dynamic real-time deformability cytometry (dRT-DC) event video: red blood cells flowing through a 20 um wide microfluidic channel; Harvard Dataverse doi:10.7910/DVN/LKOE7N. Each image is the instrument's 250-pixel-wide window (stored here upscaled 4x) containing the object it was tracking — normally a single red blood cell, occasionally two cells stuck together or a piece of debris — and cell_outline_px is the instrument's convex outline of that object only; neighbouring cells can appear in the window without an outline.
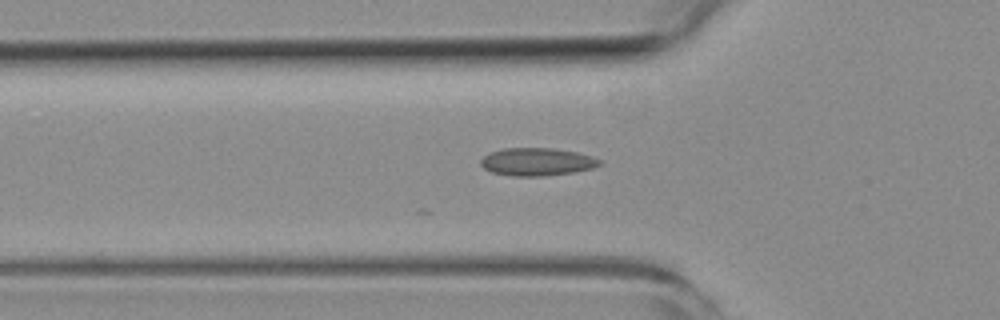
{"species": "common noctule bat (a hibernating species)", "species_latin": "Nyctalus noctula", "temperature_condition": "room temperature", "stored_images_in_passage": 26, "camera_frame_rate_fps": 3000, "um_per_image_px": 0.085, "animal": {"sex": "female", "body_mass_g": 19.3, "forearm_length_mm": 54.1}, "frame": {"image": 1, "passage_image": 9, "time_ms": 2.667, "image_size_px": [1000, 320], "cell_outline_px": [[604, 164], [592, 168], [572, 172], [544, 176], [512, 176], [492, 172], [484, 168], [480, 164], [480, 160], [488, 152], [504, 148], [552, 148], [576, 152], [592, 156], [600, 160]], "centroid_in_image_um": [45.63, 13.75], "position_along_channel_um": 80.2, "area_um2": 19.31}}
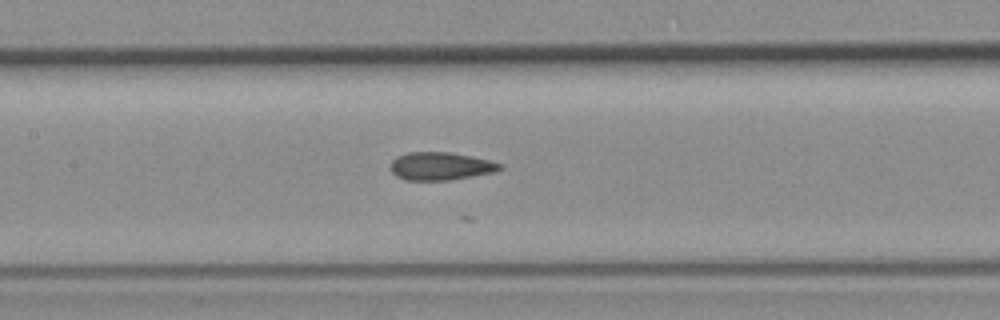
{"frame": {"image": 2, "passage_image": 16, "time_ms": 5.0, "image_size_px": [1000, 320], "cell_outline_px": [[504, 168], [496, 172], [448, 180], [404, 180], [396, 176], [392, 172], [392, 160], [396, 156], [408, 152], [448, 152], [472, 156], [504, 164]], "centroid_in_image_um": [37.48, 14.12], "position_along_channel_um": 169.9, "area_um2": 17.86}}
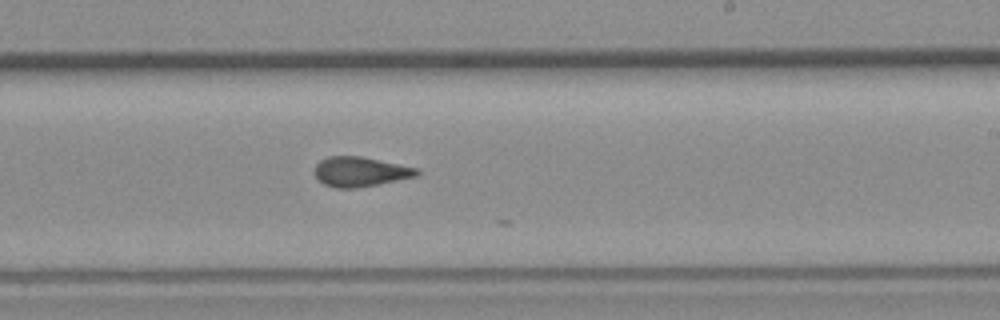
{"frame": {"image": 3, "passage_image": 23, "time_ms": 7.333, "image_size_px": [1000, 320], "cell_outline_px": [[420, 172], [416, 176], [356, 188], [336, 188], [324, 184], [316, 176], [316, 164], [320, 160], [328, 156], [360, 156], [420, 168]], "centroid_in_image_um": [30.63, 14.58], "position_along_channel_um": 258.4, "area_um2": 17.51}}